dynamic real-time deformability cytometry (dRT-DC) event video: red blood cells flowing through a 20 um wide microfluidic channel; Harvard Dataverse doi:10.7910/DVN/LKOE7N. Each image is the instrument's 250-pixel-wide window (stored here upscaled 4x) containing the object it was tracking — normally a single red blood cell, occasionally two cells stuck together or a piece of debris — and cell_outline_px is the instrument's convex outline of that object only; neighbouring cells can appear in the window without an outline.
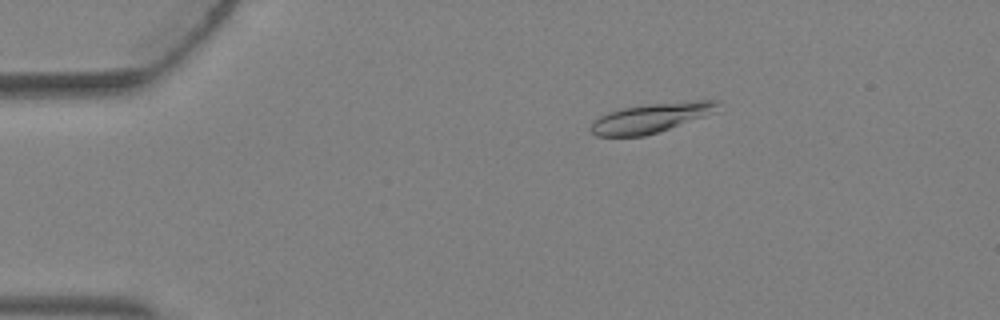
{"species": "Egyptian fruit bat (a non-hibernating species)", "species_latin": "Rousettus aegyptiacus", "temperature_condition": "warm", "stored_images_in_passage": 4, "camera_frame_rate_fps": 3000, "um_per_image_px": 0.085, "animal": {"sex": "female"}, "frame": {"image": 1, "passage_image": 2, "time_ms": 0.333, "image_size_px": [1000, 320], "cell_outline_px": [[720, 104], [712, 112], [704, 116], [644, 136], [596, 136], [592, 132], [592, 124], [600, 116], [608, 112], [624, 108], [652, 104], [700, 100], [720, 100]], "centroid_in_image_um": [55.33, 10.02], "position_along_channel_um": 29.7, "area_um2": 20.98}}
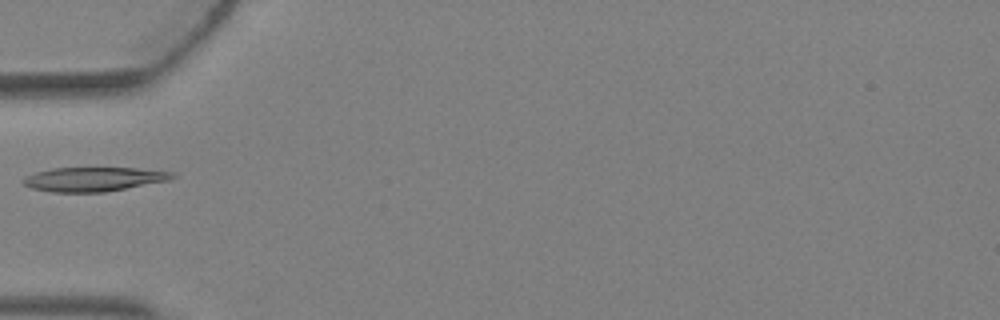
{"frame": {"image": 2, "passage_image": 4, "time_ms": 1.0, "image_size_px": [1000, 320], "cell_outline_px": [[176, 176], [172, 180], [104, 192], [52, 192], [32, 188], [24, 184], [24, 176], [36, 172], [52, 168], [136, 168], [176, 172]], "centroid_in_image_um": [8.02, 15.23], "position_along_channel_um": 77.0, "area_um2": 21.04}}